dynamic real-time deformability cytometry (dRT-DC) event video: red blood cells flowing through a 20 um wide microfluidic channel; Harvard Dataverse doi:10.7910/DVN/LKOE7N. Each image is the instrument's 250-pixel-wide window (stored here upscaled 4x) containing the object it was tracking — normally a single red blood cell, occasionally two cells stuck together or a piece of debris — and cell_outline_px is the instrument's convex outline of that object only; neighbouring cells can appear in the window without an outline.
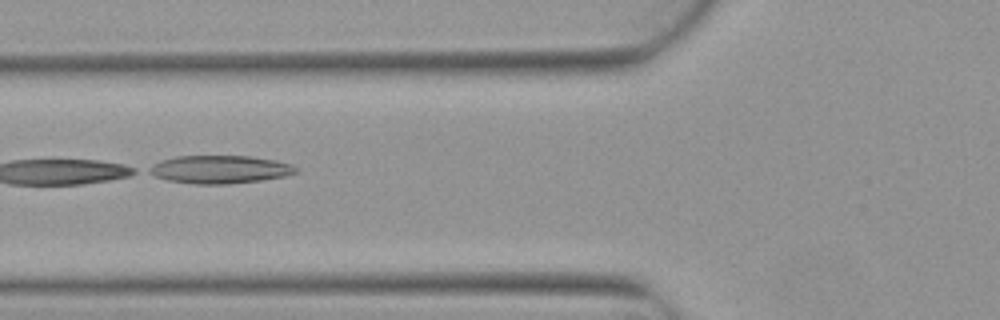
{"species": "Egyptian fruit bat (a non-hibernating species)", "species_latin": "Rousettus aegyptiacus", "temperature_condition": "warm", "stored_images_in_passage": 7, "camera_frame_rate_fps": 3000, "um_per_image_px": 0.085, "animal": {"sex": "female"}, "frame": {"image": 1, "passage_image": 6, "time_ms": 1.667, "image_size_px": [1000, 320], "cell_outline_px": [[300, 172], [284, 176], [260, 180], [228, 184], [196, 184], [168, 180], [156, 176], [148, 172], [144, 168], [160, 160], [176, 156], [248, 156], [276, 160], [292, 164], [300, 168]], "centroid_in_image_um": [18.69, 14.39], "position_along_channel_um": 107.1, "area_um2": 24.16}}
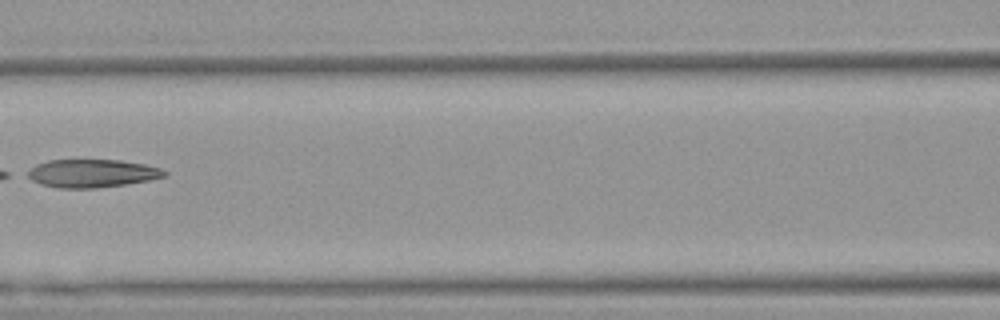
{"frame": {"image": 2, "passage_image": 7, "time_ms": 2.0, "image_size_px": [1000, 320], "cell_outline_px": [[168, 176], [148, 180], [124, 184], [96, 188], [60, 188], [40, 184], [24, 176], [24, 172], [36, 164], [48, 160], [120, 160], [144, 164], [160, 168], [168, 172]], "centroid_in_image_um": [7.77, 14.73], "position_along_channel_um": 158.8, "area_um2": 22.54}}